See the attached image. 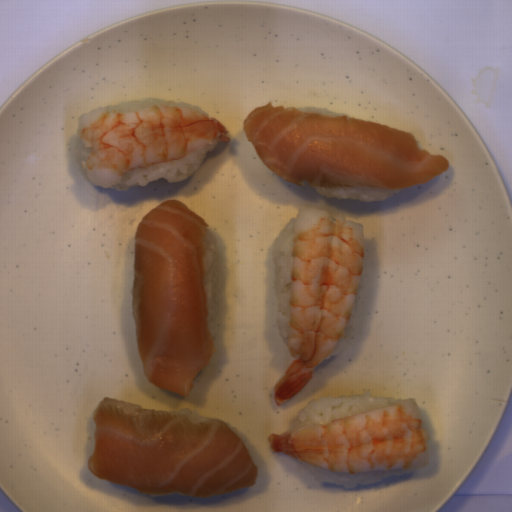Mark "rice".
Here are the masks:
<instances>
[{
    "mask_svg": "<svg viewBox=\"0 0 512 512\" xmlns=\"http://www.w3.org/2000/svg\"><path fill=\"white\" fill-rule=\"evenodd\" d=\"M220 140H213L199 150L187 154L178 161L157 163L146 168H135L121 176L120 182L111 188L127 191L132 186L147 187L150 182L165 179L171 184L179 183L194 174L207 154Z\"/></svg>",
    "mask_w": 512,
    "mask_h": 512,
    "instance_id": "8eca5e8b",
    "label": "rice"
},
{
    "mask_svg": "<svg viewBox=\"0 0 512 512\" xmlns=\"http://www.w3.org/2000/svg\"><path fill=\"white\" fill-rule=\"evenodd\" d=\"M174 412H178L190 419H193L195 421H198V422H204L206 420H221L220 418H214V417H210V416H203L199 413L198 410H194V409H189V408H181V409H178V410H175Z\"/></svg>",
    "mask_w": 512,
    "mask_h": 512,
    "instance_id": "e7b20468",
    "label": "rice"
},
{
    "mask_svg": "<svg viewBox=\"0 0 512 512\" xmlns=\"http://www.w3.org/2000/svg\"><path fill=\"white\" fill-rule=\"evenodd\" d=\"M313 187V186H312ZM316 191L332 199H355L364 202H377L388 199L403 189H388L380 187H343V188H317Z\"/></svg>",
    "mask_w": 512,
    "mask_h": 512,
    "instance_id": "a3056103",
    "label": "rice"
},
{
    "mask_svg": "<svg viewBox=\"0 0 512 512\" xmlns=\"http://www.w3.org/2000/svg\"><path fill=\"white\" fill-rule=\"evenodd\" d=\"M403 399L383 398L370 392L360 395L323 396L307 401L306 405L290 419L292 432L315 423L329 424L333 421L393 407Z\"/></svg>",
    "mask_w": 512,
    "mask_h": 512,
    "instance_id": "652b925c",
    "label": "rice"
},
{
    "mask_svg": "<svg viewBox=\"0 0 512 512\" xmlns=\"http://www.w3.org/2000/svg\"><path fill=\"white\" fill-rule=\"evenodd\" d=\"M156 105H170V106H177V107L198 110V111L202 112L203 114L210 117L208 112H206L202 108L196 107L191 104H187V103H183V102H179V101L161 100V99H155V98H149V97L144 100L137 99V100H133V101H121L118 104L100 106L98 108H95L91 111H88V112L80 115L77 136H76V150H77V156H78L79 162L81 163L82 161L87 159L91 155V152H92V149L89 147H85L84 143L82 142V140L80 138L81 131L91 121H96L102 115L103 112L122 113V112L134 111V110L143 109V108L156 106Z\"/></svg>",
    "mask_w": 512,
    "mask_h": 512,
    "instance_id": "b023fe2a",
    "label": "rice"
},
{
    "mask_svg": "<svg viewBox=\"0 0 512 512\" xmlns=\"http://www.w3.org/2000/svg\"><path fill=\"white\" fill-rule=\"evenodd\" d=\"M203 257L205 264V284L209 308L208 323L212 337L213 350L210 361L204 367V369L195 376L194 381H201L207 378L210 373L217 367L218 362V339L216 323L219 314L222 288L217 244L214 235L209 230H207L205 237Z\"/></svg>",
    "mask_w": 512,
    "mask_h": 512,
    "instance_id": "acb35da6",
    "label": "rice"
},
{
    "mask_svg": "<svg viewBox=\"0 0 512 512\" xmlns=\"http://www.w3.org/2000/svg\"><path fill=\"white\" fill-rule=\"evenodd\" d=\"M298 461V460H297ZM301 468L309 472L318 480L324 483H334L346 489L357 488L359 484L368 485L373 482L382 481L383 478L402 476L413 473L416 470L389 471V472H359L352 474H340L327 472L317 467L298 461Z\"/></svg>",
    "mask_w": 512,
    "mask_h": 512,
    "instance_id": "e3fd555f",
    "label": "rice"
},
{
    "mask_svg": "<svg viewBox=\"0 0 512 512\" xmlns=\"http://www.w3.org/2000/svg\"><path fill=\"white\" fill-rule=\"evenodd\" d=\"M362 278H363V273L361 275L359 286H358L357 293H356V297H355L348 321H347L344 331L342 333V336H341L339 342L336 344V346L333 348V350L330 352V354L327 356L326 359H330L331 356H339L355 340L357 329H358L357 316H358V312H359V308H360V304H361Z\"/></svg>",
    "mask_w": 512,
    "mask_h": 512,
    "instance_id": "f2f60c81",
    "label": "rice"
},
{
    "mask_svg": "<svg viewBox=\"0 0 512 512\" xmlns=\"http://www.w3.org/2000/svg\"><path fill=\"white\" fill-rule=\"evenodd\" d=\"M292 219L281 231L271 251V260L274 264L275 274L273 289L277 295L275 325L281 341L292 352L289 337L290 321V267L291 254L295 238Z\"/></svg>",
    "mask_w": 512,
    "mask_h": 512,
    "instance_id": "023b6e5f",
    "label": "rice"
},
{
    "mask_svg": "<svg viewBox=\"0 0 512 512\" xmlns=\"http://www.w3.org/2000/svg\"><path fill=\"white\" fill-rule=\"evenodd\" d=\"M296 109H298L300 111L307 112V113H316V114H320V115H324V116L349 117L344 113H337L331 109H327L324 107H314V106L309 105V106H304V107H300V108H296Z\"/></svg>",
    "mask_w": 512,
    "mask_h": 512,
    "instance_id": "0b520998",
    "label": "rice"
}]
</instances>
